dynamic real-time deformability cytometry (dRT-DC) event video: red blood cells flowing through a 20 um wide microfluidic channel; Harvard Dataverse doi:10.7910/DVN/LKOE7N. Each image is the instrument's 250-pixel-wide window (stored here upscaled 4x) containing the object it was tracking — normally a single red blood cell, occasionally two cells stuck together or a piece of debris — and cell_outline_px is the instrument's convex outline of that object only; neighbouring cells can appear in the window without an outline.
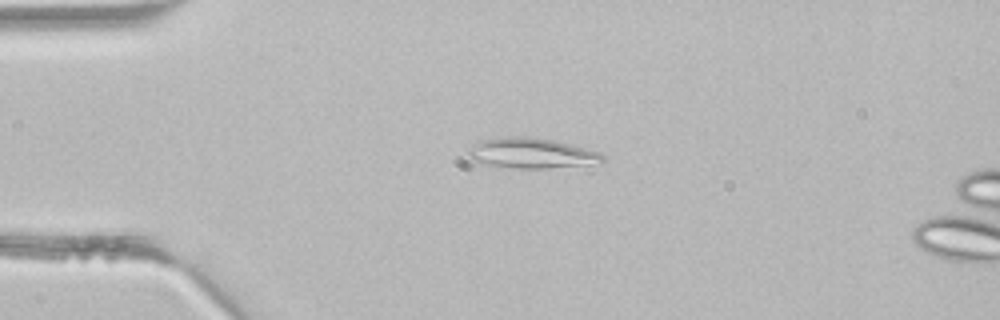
{"species": "common noctule bat (a hibernating species)", "species_latin": "Nyctalus noctula", "temperature_condition": "room temperature", "stored_images_in_passage": 26, "camera_frame_rate_fps": 3000, "um_per_image_px": 0.085, "animal": {"sex": "male", "body_mass_g": 21.5, "forearm_length_mm": 52.0}, "frame": {"image": 1, "passage_image": 2, "time_ms": 0.333, "image_size_px": [1000, 320], "cell_outline_px": [[604, 160], [600, 164], [548, 168], [512, 168], [488, 164], [472, 160], [468, 156], [468, 148], [480, 140], [512, 136], [524, 136], [556, 140], [600, 152], [604, 156]], "centroid_in_image_um": [45.22, 13.02], "position_along_channel_um": 39.8, "area_um2": 23.87}}
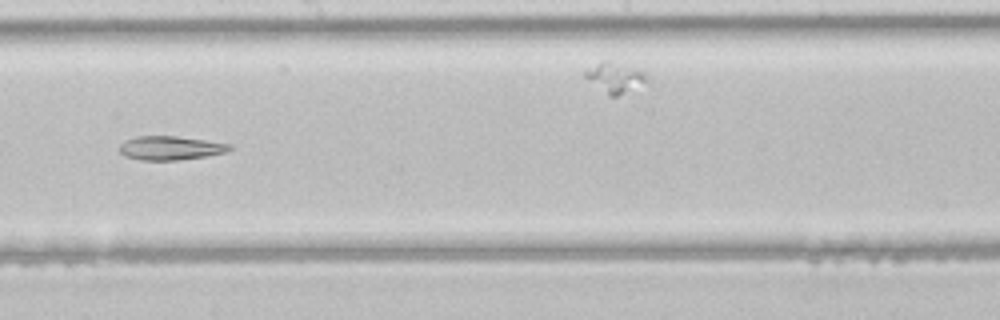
{"frame": {"image": 2, "passage_image": 16, "time_ms": 5.0, "image_size_px": [1000, 320], "cell_outline_px": [[232, 148], [224, 152], [204, 156], [176, 160], [140, 160], [124, 156], [120, 152], [120, 144], [124, 140], [136, 136], [176, 136], [232, 144]], "centroid_in_image_um": [14.43, 12.57], "position_along_channel_um": 233.8, "area_um2": 15.2}}
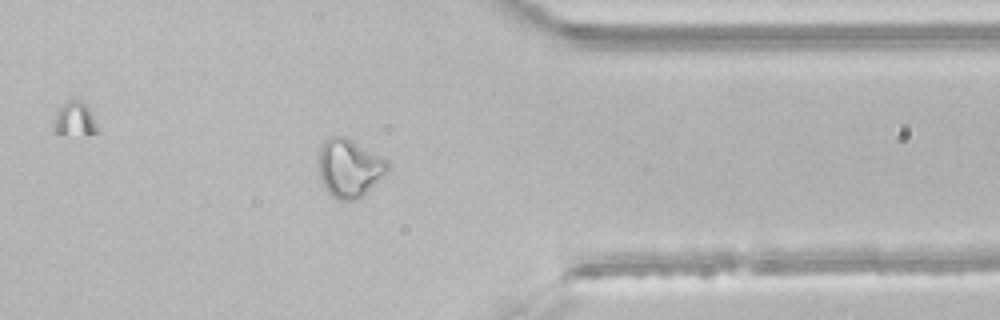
{"frame": {"image": 3, "passage_image": 26, "time_ms": 8.333, "image_size_px": [1000, 320], "cell_outline_px": [[388, 168], [356, 200], [340, 200], [332, 196], [328, 192], [320, 176], [320, 144], [328, 136], [344, 136], [388, 160]], "centroid_in_image_um": [29.64, 14.24], "position_along_channel_um": 381.8, "area_um2": 22.48}}